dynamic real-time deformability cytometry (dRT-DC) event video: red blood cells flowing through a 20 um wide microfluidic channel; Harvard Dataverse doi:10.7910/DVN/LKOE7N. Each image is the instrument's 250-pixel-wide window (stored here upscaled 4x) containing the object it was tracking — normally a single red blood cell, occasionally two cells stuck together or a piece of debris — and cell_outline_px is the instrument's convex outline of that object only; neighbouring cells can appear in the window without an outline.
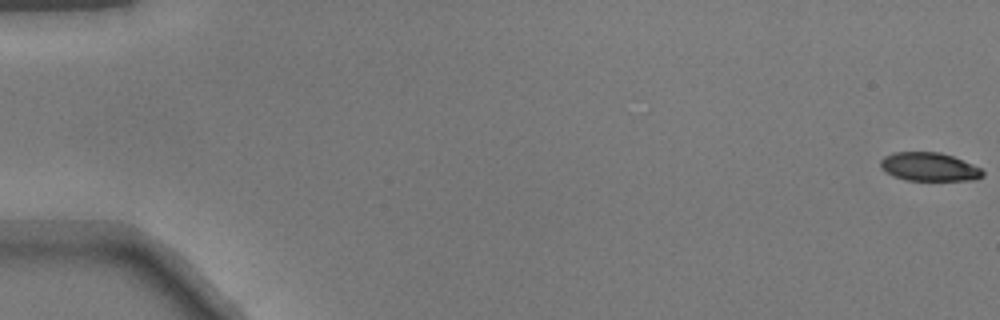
{"species": "common noctule bat (a hibernating species)", "species_latin": "Nyctalus noctula", "temperature_condition": "warm", "stored_images_in_passage": 52, "camera_frame_rate_fps": 3000, "um_per_image_px": 0.085, "animal": {"sex": "male", "body_mass_g": 17.9}, "frame": {"image": 1, "passage_image": 1, "time_ms": 0.0, "image_size_px": [1000, 320], "cell_outline_px": [[984, 176], [976, 180], [904, 180], [892, 176], [884, 172], [880, 168], [880, 160], [884, 156], [892, 152], [940, 152], [952, 156], [972, 164], [980, 168], [984, 172]], "centroid_in_image_um": [78.94, 14.18], "position_along_channel_um": 6.1, "area_um2": 17.17}}
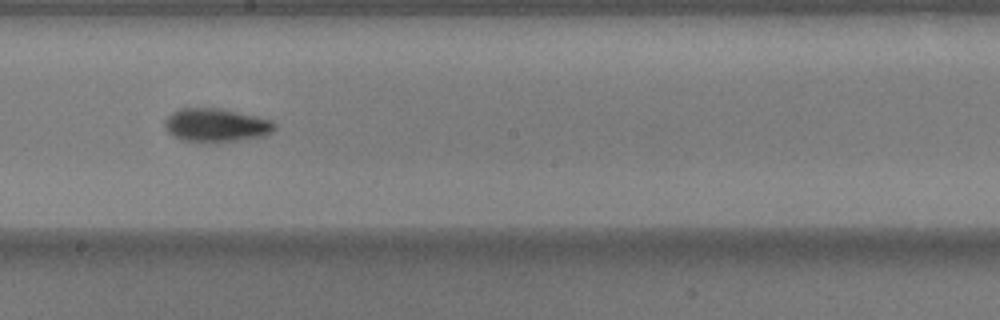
{"frame": {"image": 2, "passage_image": 30, "time_ms": 9.667, "image_size_px": [1000, 320], "cell_outline_px": [[276, 128], [272, 132], [264, 136], [216, 144], [180, 140], [172, 136], [164, 128], [164, 120], [172, 112], [180, 108], [220, 108], [256, 116], [272, 120], [276, 124]], "centroid_in_image_um": [18.35, 10.67], "position_along_channel_um": 229.9, "area_um2": 22.02}}
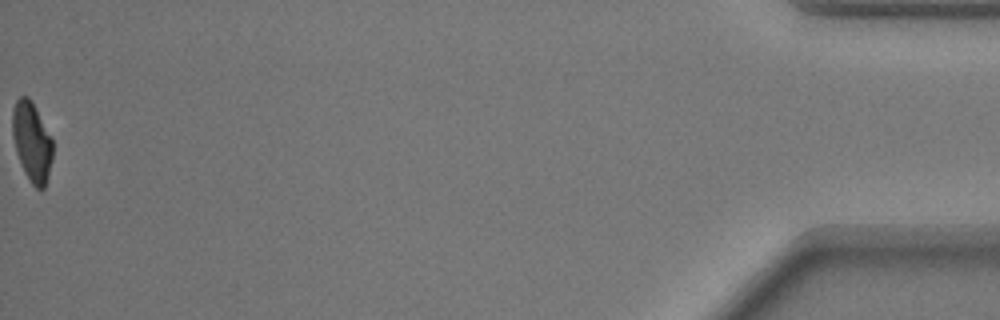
{"frame": {"image": 3, "passage_image": 52, "time_ms": 17.0, "image_size_px": [1000, 320], "cell_outline_px": [[52, 160], [48, 176], [44, 188], [36, 188], [32, 184], [24, 172], [16, 152], [12, 136], [12, 112], [16, 100], [20, 96], [28, 96], [32, 100], [52, 136]], "centroid_in_image_um": [2.71, 12.01], "position_along_channel_um": 432.5, "area_um2": 18.84}}